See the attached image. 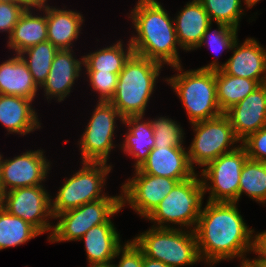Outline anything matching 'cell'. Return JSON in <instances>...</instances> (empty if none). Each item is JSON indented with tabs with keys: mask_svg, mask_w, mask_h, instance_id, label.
<instances>
[{
	"mask_svg": "<svg viewBox=\"0 0 266 267\" xmlns=\"http://www.w3.org/2000/svg\"><path fill=\"white\" fill-rule=\"evenodd\" d=\"M0 2L20 3L18 0H0Z\"/></svg>",
	"mask_w": 266,
	"mask_h": 267,
	"instance_id": "obj_45",
	"label": "cell"
},
{
	"mask_svg": "<svg viewBox=\"0 0 266 267\" xmlns=\"http://www.w3.org/2000/svg\"><path fill=\"white\" fill-rule=\"evenodd\" d=\"M57 51L58 49L49 41H45L27 48L18 54L28 66L33 80L38 87L42 86L46 81ZM25 54L28 56L25 57Z\"/></svg>",
	"mask_w": 266,
	"mask_h": 267,
	"instance_id": "obj_29",
	"label": "cell"
},
{
	"mask_svg": "<svg viewBox=\"0 0 266 267\" xmlns=\"http://www.w3.org/2000/svg\"><path fill=\"white\" fill-rule=\"evenodd\" d=\"M129 18L133 20L137 33L130 39L135 54L162 65H180L174 20L158 1L138 0Z\"/></svg>",
	"mask_w": 266,
	"mask_h": 267,
	"instance_id": "obj_2",
	"label": "cell"
},
{
	"mask_svg": "<svg viewBox=\"0 0 266 267\" xmlns=\"http://www.w3.org/2000/svg\"><path fill=\"white\" fill-rule=\"evenodd\" d=\"M161 68L162 64L135 53L126 61L110 100L123 119L144 115Z\"/></svg>",
	"mask_w": 266,
	"mask_h": 267,
	"instance_id": "obj_3",
	"label": "cell"
},
{
	"mask_svg": "<svg viewBox=\"0 0 266 267\" xmlns=\"http://www.w3.org/2000/svg\"><path fill=\"white\" fill-rule=\"evenodd\" d=\"M248 158L246 149L240 144L236 150L219 156L205 166L201 179L205 193L207 189L210 190L209 202L239 201L240 174ZM208 180L212 185L206 182Z\"/></svg>",
	"mask_w": 266,
	"mask_h": 267,
	"instance_id": "obj_10",
	"label": "cell"
},
{
	"mask_svg": "<svg viewBox=\"0 0 266 267\" xmlns=\"http://www.w3.org/2000/svg\"><path fill=\"white\" fill-rule=\"evenodd\" d=\"M70 50H58L54 56L50 72L46 81L41 86L47 99L58 98V102L64 101L71 92L74 81L79 77L83 57L81 61L75 59ZM82 64V65H81Z\"/></svg>",
	"mask_w": 266,
	"mask_h": 267,
	"instance_id": "obj_18",
	"label": "cell"
},
{
	"mask_svg": "<svg viewBox=\"0 0 266 267\" xmlns=\"http://www.w3.org/2000/svg\"><path fill=\"white\" fill-rule=\"evenodd\" d=\"M137 170L152 176L177 179L179 182L195 175L184 147H154Z\"/></svg>",
	"mask_w": 266,
	"mask_h": 267,
	"instance_id": "obj_17",
	"label": "cell"
},
{
	"mask_svg": "<svg viewBox=\"0 0 266 267\" xmlns=\"http://www.w3.org/2000/svg\"><path fill=\"white\" fill-rule=\"evenodd\" d=\"M83 239L89 264L112 262L120 254V238L113 223L91 227Z\"/></svg>",
	"mask_w": 266,
	"mask_h": 267,
	"instance_id": "obj_23",
	"label": "cell"
},
{
	"mask_svg": "<svg viewBox=\"0 0 266 267\" xmlns=\"http://www.w3.org/2000/svg\"><path fill=\"white\" fill-rule=\"evenodd\" d=\"M256 253H266V231L257 234Z\"/></svg>",
	"mask_w": 266,
	"mask_h": 267,
	"instance_id": "obj_39",
	"label": "cell"
},
{
	"mask_svg": "<svg viewBox=\"0 0 266 267\" xmlns=\"http://www.w3.org/2000/svg\"><path fill=\"white\" fill-rule=\"evenodd\" d=\"M92 88L99 92L98 101L110 102L116 89L118 75L110 72H87Z\"/></svg>",
	"mask_w": 266,
	"mask_h": 267,
	"instance_id": "obj_34",
	"label": "cell"
},
{
	"mask_svg": "<svg viewBox=\"0 0 266 267\" xmlns=\"http://www.w3.org/2000/svg\"><path fill=\"white\" fill-rule=\"evenodd\" d=\"M42 150L27 151L13 159L0 158V195L7 190L41 185L50 163Z\"/></svg>",
	"mask_w": 266,
	"mask_h": 267,
	"instance_id": "obj_14",
	"label": "cell"
},
{
	"mask_svg": "<svg viewBox=\"0 0 266 267\" xmlns=\"http://www.w3.org/2000/svg\"><path fill=\"white\" fill-rule=\"evenodd\" d=\"M0 206L8 213L28 222L41 234L53 231V227L47 221V217L54 218L51 199L43 185L8 190L0 195Z\"/></svg>",
	"mask_w": 266,
	"mask_h": 267,
	"instance_id": "obj_12",
	"label": "cell"
},
{
	"mask_svg": "<svg viewBox=\"0 0 266 267\" xmlns=\"http://www.w3.org/2000/svg\"><path fill=\"white\" fill-rule=\"evenodd\" d=\"M111 262H104V263H91L89 267H115Z\"/></svg>",
	"mask_w": 266,
	"mask_h": 267,
	"instance_id": "obj_42",
	"label": "cell"
},
{
	"mask_svg": "<svg viewBox=\"0 0 266 267\" xmlns=\"http://www.w3.org/2000/svg\"><path fill=\"white\" fill-rule=\"evenodd\" d=\"M143 116H128L122 123L130 127L125 135L123 146L124 152L134 157L135 169H138L147 159L150 151L154 148L153 128L151 122L141 121ZM141 121V122H140Z\"/></svg>",
	"mask_w": 266,
	"mask_h": 267,
	"instance_id": "obj_25",
	"label": "cell"
},
{
	"mask_svg": "<svg viewBox=\"0 0 266 267\" xmlns=\"http://www.w3.org/2000/svg\"><path fill=\"white\" fill-rule=\"evenodd\" d=\"M241 267H263L260 262L255 258V260H248L241 262Z\"/></svg>",
	"mask_w": 266,
	"mask_h": 267,
	"instance_id": "obj_41",
	"label": "cell"
},
{
	"mask_svg": "<svg viewBox=\"0 0 266 267\" xmlns=\"http://www.w3.org/2000/svg\"><path fill=\"white\" fill-rule=\"evenodd\" d=\"M126 182L121 191L122 207L127 202L140 216L147 218L179 181L135 169V177Z\"/></svg>",
	"mask_w": 266,
	"mask_h": 267,
	"instance_id": "obj_13",
	"label": "cell"
},
{
	"mask_svg": "<svg viewBox=\"0 0 266 267\" xmlns=\"http://www.w3.org/2000/svg\"><path fill=\"white\" fill-rule=\"evenodd\" d=\"M258 1H260V0H244L246 6H248L249 8L254 6L255 4H257ZM240 2H241V0H240Z\"/></svg>",
	"mask_w": 266,
	"mask_h": 267,
	"instance_id": "obj_44",
	"label": "cell"
},
{
	"mask_svg": "<svg viewBox=\"0 0 266 267\" xmlns=\"http://www.w3.org/2000/svg\"><path fill=\"white\" fill-rule=\"evenodd\" d=\"M233 55L223 65L213 61L207 66L200 67L204 70H220L226 74L240 78H248L257 81L260 85L266 83V49L257 40L248 38L242 45L237 40L232 48ZM264 75V76H262Z\"/></svg>",
	"mask_w": 266,
	"mask_h": 267,
	"instance_id": "obj_15",
	"label": "cell"
},
{
	"mask_svg": "<svg viewBox=\"0 0 266 267\" xmlns=\"http://www.w3.org/2000/svg\"><path fill=\"white\" fill-rule=\"evenodd\" d=\"M38 235L41 233L35 227L0 206V250L19 246Z\"/></svg>",
	"mask_w": 266,
	"mask_h": 267,
	"instance_id": "obj_28",
	"label": "cell"
},
{
	"mask_svg": "<svg viewBox=\"0 0 266 267\" xmlns=\"http://www.w3.org/2000/svg\"><path fill=\"white\" fill-rule=\"evenodd\" d=\"M211 25L212 22L208 25L201 43L197 48L201 47L203 44H206V46H209L213 52L219 53L222 50L231 49L234 42L237 40L238 29L228 26L225 23H217L218 30H214L211 33Z\"/></svg>",
	"mask_w": 266,
	"mask_h": 267,
	"instance_id": "obj_33",
	"label": "cell"
},
{
	"mask_svg": "<svg viewBox=\"0 0 266 267\" xmlns=\"http://www.w3.org/2000/svg\"><path fill=\"white\" fill-rule=\"evenodd\" d=\"M150 122L155 140L154 147H183V129L175 121L160 117Z\"/></svg>",
	"mask_w": 266,
	"mask_h": 267,
	"instance_id": "obj_32",
	"label": "cell"
},
{
	"mask_svg": "<svg viewBox=\"0 0 266 267\" xmlns=\"http://www.w3.org/2000/svg\"><path fill=\"white\" fill-rule=\"evenodd\" d=\"M122 209L121 195L107 196L106 198L85 203L75 209L57 214L54 219H60L49 235V241H75L94 226L112 223L111 216Z\"/></svg>",
	"mask_w": 266,
	"mask_h": 267,
	"instance_id": "obj_7",
	"label": "cell"
},
{
	"mask_svg": "<svg viewBox=\"0 0 266 267\" xmlns=\"http://www.w3.org/2000/svg\"><path fill=\"white\" fill-rule=\"evenodd\" d=\"M173 68L181 74L166 81L181 99L191 124L223 114L217 101L215 71L198 68L181 72V64Z\"/></svg>",
	"mask_w": 266,
	"mask_h": 267,
	"instance_id": "obj_4",
	"label": "cell"
},
{
	"mask_svg": "<svg viewBox=\"0 0 266 267\" xmlns=\"http://www.w3.org/2000/svg\"><path fill=\"white\" fill-rule=\"evenodd\" d=\"M144 256L171 267L193 265L201 261L195 231L153 227L133 239Z\"/></svg>",
	"mask_w": 266,
	"mask_h": 267,
	"instance_id": "obj_5",
	"label": "cell"
},
{
	"mask_svg": "<svg viewBox=\"0 0 266 267\" xmlns=\"http://www.w3.org/2000/svg\"><path fill=\"white\" fill-rule=\"evenodd\" d=\"M21 4H23L26 8L37 7V9L44 8L46 6L45 2L47 0H18Z\"/></svg>",
	"mask_w": 266,
	"mask_h": 267,
	"instance_id": "obj_38",
	"label": "cell"
},
{
	"mask_svg": "<svg viewBox=\"0 0 266 267\" xmlns=\"http://www.w3.org/2000/svg\"><path fill=\"white\" fill-rule=\"evenodd\" d=\"M37 90L28 66L18 54L0 64V94L34 100Z\"/></svg>",
	"mask_w": 266,
	"mask_h": 267,
	"instance_id": "obj_22",
	"label": "cell"
},
{
	"mask_svg": "<svg viewBox=\"0 0 266 267\" xmlns=\"http://www.w3.org/2000/svg\"><path fill=\"white\" fill-rule=\"evenodd\" d=\"M210 23L209 15L199 0L188 2L174 20L179 46L187 51L196 49Z\"/></svg>",
	"mask_w": 266,
	"mask_h": 267,
	"instance_id": "obj_19",
	"label": "cell"
},
{
	"mask_svg": "<svg viewBox=\"0 0 266 267\" xmlns=\"http://www.w3.org/2000/svg\"><path fill=\"white\" fill-rule=\"evenodd\" d=\"M83 167L59 189L55 201L51 200L53 217L75 209L85 203L94 202L107 195L101 194L107 174L112 169L103 162H82Z\"/></svg>",
	"mask_w": 266,
	"mask_h": 267,
	"instance_id": "obj_8",
	"label": "cell"
},
{
	"mask_svg": "<svg viewBox=\"0 0 266 267\" xmlns=\"http://www.w3.org/2000/svg\"><path fill=\"white\" fill-rule=\"evenodd\" d=\"M120 253H122L119 264L115 267H142L143 265V252L134 243V241H127L124 248L120 247Z\"/></svg>",
	"mask_w": 266,
	"mask_h": 267,
	"instance_id": "obj_37",
	"label": "cell"
},
{
	"mask_svg": "<svg viewBox=\"0 0 266 267\" xmlns=\"http://www.w3.org/2000/svg\"><path fill=\"white\" fill-rule=\"evenodd\" d=\"M192 125L196 133L187 152L193 168L194 164L205 167L219 156L230 153L239 147V145L234 146L228 150V146L231 147L240 140L236 137L230 120L224 113L216 118Z\"/></svg>",
	"mask_w": 266,
	"mask_h": 267,
	"instance_id": "obj_9",
	"label": "cell"
},
{
	"mask_svg": "<svg viewBox=\"0 0 266 267\" xmlns=\"http://www.w3.org/2000/svg\"><path fill=\"white\" fill-rule=\"evenodd\" d=\"M31 102L23 97L0 94V122L9 133L26 135L41 127Z\"/></svg>",
	"mask_w": 266,
	"mask_h": 267,
	"instance_id": "obj_20",
	"label": "cell"
},
{
	"mask_svg": "<svg viewBox=\"0 0 266 267\" xmlns=\"http://www.w3.org/2000/svg\"><path fill=\"white\" fill-rule=\"evenodd\" d=\"M204 195L202 180L195 174L187 180L178 182L147 219L157 222L158 225L155 227L159 228H168L164 223L169 222L181 227L194 225L195 230L202 211Z\"/></svg>",
	"mask_w": 266,
	"mask_h": 267,
	"instance_id": "obj_6",
	"label": "cell"
},
{
	"mask_svg": "<svg viewBox=\"0 0 266 267\" xmlns=\"http://www.w3.org/2000/svg\"><path fill=\"white\" fill-rule=\"evenodd\" d=\"M241 145L249 159L266 163V127L250 134Z\"/></svg>",
	"mask_w": 266,
	"mask_h": 267,
	"instance_id": "obj_35",
	"label": "cell"
},
{
	"mask_svg": "<svg viewBox=\"0 0 266 267\" xmlns=\"http://www.w3.org/2000/svg\"><path fill=\"white\" fill-rule=\"evenodd\" d=\"M45 16L32 15L30 8L22 13L9 36L8 47L14 49L19 54L35 46L36 44L47 41V16L46 6L41 8Z\"/></svg>",
	"mask_w": 266,
	"mask_h": 267,
	"instance_id": "obj_24",
	"label": "cell"
},
{
	"mask_svg": "<svg viewBox=\"0 0 266 267\" xmlns=\"http://www.w3.org/2000/svg\"><path fill=\"white\" fill-rule=\"evenodd\" d=\"M209 15L210 21L225 23L228 26L238 29L241 15L240 0H199Z\"/></svg>",
	"mask_w": 266,
	"mask_h": 267,
	"instance_id": "obj_31",
	"label": "cell"
},
{
	"mask_svg": "<svg viewBox=\"0 0 266 267\" xmlns=\"http://www.w3.org/2000/svg\"><path fill=\"white\" fill-rule=\"evenodd\" d=\"M26 7L21 3L0 2V31L9 36Z\"/></svg>",
	"mask_w": 266,
	"mask_h": 267,
	"instance_id": "obj_36",
	"label": "cell"
},
{
	"mask_svg": "<svg viewBox=\"0 0 266 267\" xmlns=\"http://www.w3.org/2000/svg\"><path fill=\"white\" fill-rule=\"evenodd\" d=\"M142 267H171V266H168L161 261L150 259V258L144 256V254H143Z\"/></svg>",
	"mask_w": 266,
	"mask_h": 267,
	"instance_id": "obj_40",
	"label": "cell"
},
{
	"mask_svg": "<svg viewBox=\"0 0 266 267\" xmlns=\"http://www.w3.org/2000/svg\"><path fill=\"white\" fill-rule=\"evenodd\" d=\"M116 117L123 121L118 110L110 102L98 101L80 140L82 162L107 163L109 153L114 147Z\"/></svg>",
	"mask_w": 266,
	"mask_h": 267,
	"instance_id": "obj_11",
	"label": "cell"
},
{
	"mask_svg": "<svg viewBox=\"0 0 266 267\" xmlns=\"http://www.w3.org/2000/svg\"><path fill=\"white\" fill-rule=\"evenodd\" d=\"M243 220L236 203L207 201L194 230L201 260L212 265L236 256L248 261L244 254L256 253L257 235Z\"/></svg>",
	"mask_w": 266,
	"mask_h": 267,
	"instance_id": "obj_1",
	"label": "cell"
},
{
	"mask_svg": "<svg viewBox=\"0 0 266 267\" xmlns=\"http://www.w3.org/2000/svg\"><path fill=\"white\" fill-rule=\"evenodd\" d=\"M127 49L121 41L112 46L83 56V66L87 72H110L119 74L130 56L134 53L130 40ZM126 50V51H124Z\"/></svg>",
	"mask_w": 266,
	"mask_h": 267,
	"instance_id": "obj_27",
	"label": "cell"
},
{
	"mask_svg": "<svg viewBox=\"0 0 266 267\" xmlns=\"http://www.w3.org/2000/svg\"><path fill=\"white\" fill-rule=\"evenodd\" d=\"M236 137L242 142L250 134L266 127V83L224 113Z\"/></svg>",
	"mask_w": 266,
	"mask_h": 267,
	"instance_id": "obj_16",
	"label": "cell"
},
{
	"mask_svg": "<svg viewBox=\"0 0 266 267\" xmlns=\"http://www.w3.org/2000/svg\"><path fill=\"white\" fill-rule=\"evenodd\" d=\"M258 254V258L257 260L260 262V264L263 267H266V253H257Z\"/></svg>",
	"mask_w": 266,
	"mask_h": 267,
	"instance_id": "obj_43",
	"label": "cell"
},
{
	"mask_svg": "<svg viewBox=\"0 0 266 267\" xmlns=\"http://www.w3.org/2000/svg\"><path fill=\"white\" fill-rule=\"evenodd\" d=\"M217 101L222 113L251 94L260 84L252 79L226 74L222 69L215 71Z\"/></svg>",
	"mask_w": 266,
	"mask_h": 267,
	"instance_id": "obj_26",
	"label": "cell"
},
{
	"mask_svg": "<svg viewBox=\"0 0 266 267\" xmlns=\"http://www.w3.org/2000/svg\"><path fill=\"white\" fill-rule=\"evenodd\" d=\"M47 41L58 50H70L78 38L83 17L72 10L56 9L46 5Z\"/></svg>",
	"mask_w": 266,
	"mask_h": 267,
	"instance_id": "obj_21",
	"label": "cell"
},
{
	"mask_svg": "<svg viewBox=\"0 0 266 267\" xmlns=\"http://www.w3.org/2000/svg\"><path fill=\"white\" fill-rule=\"evenodd\" d=\"M242 193L265 204L266 202V163L247 159L240 174L239 198Z\"/></svg>",
	"mask_w": 266,
	"mask_h": 267,
	"instance_id": "obj_30",
	"label": "cell"
}]
</instances>
